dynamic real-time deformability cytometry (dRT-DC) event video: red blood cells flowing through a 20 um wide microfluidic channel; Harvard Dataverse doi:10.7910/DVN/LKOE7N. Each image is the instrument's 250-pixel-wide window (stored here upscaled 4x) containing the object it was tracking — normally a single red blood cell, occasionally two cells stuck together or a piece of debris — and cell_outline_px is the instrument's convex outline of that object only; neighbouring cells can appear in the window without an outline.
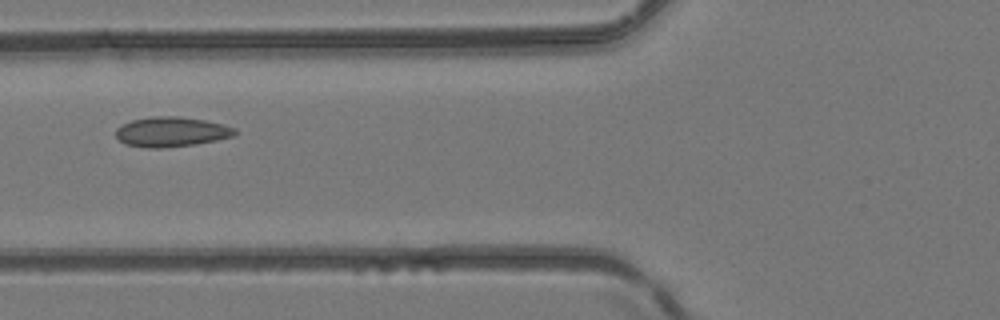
{"species": "common noctule bat (a hibernating species)", "species_latin": "Nyctalus noctula", "temperature_condition": "room temperature", "stored_images_in_passage": 4, "camera_frame_rate_fps": 3000, "um_per_image_px": 0.085, "animal": {"sex": "female", "body_mass_g": 24.6, "forearm_length_mm": 56.2}, "frame": {"image": 1, "passage_image": 4, "time_ms": 1.0, "image_size_px": [1000, 320], "cell_outline_px": [[236, 136], [196, 144], [160, 148], [148, 148], [124, 144], [116, 136], [116, 128], [132, 120], [152, 116], [176, 116], [204, 120], [224, 124], [236, 128]], "centroid_in_image_um": [14.59, 11.21], "position_along_channel_um": 111.2, "area_um2": 20.75}}